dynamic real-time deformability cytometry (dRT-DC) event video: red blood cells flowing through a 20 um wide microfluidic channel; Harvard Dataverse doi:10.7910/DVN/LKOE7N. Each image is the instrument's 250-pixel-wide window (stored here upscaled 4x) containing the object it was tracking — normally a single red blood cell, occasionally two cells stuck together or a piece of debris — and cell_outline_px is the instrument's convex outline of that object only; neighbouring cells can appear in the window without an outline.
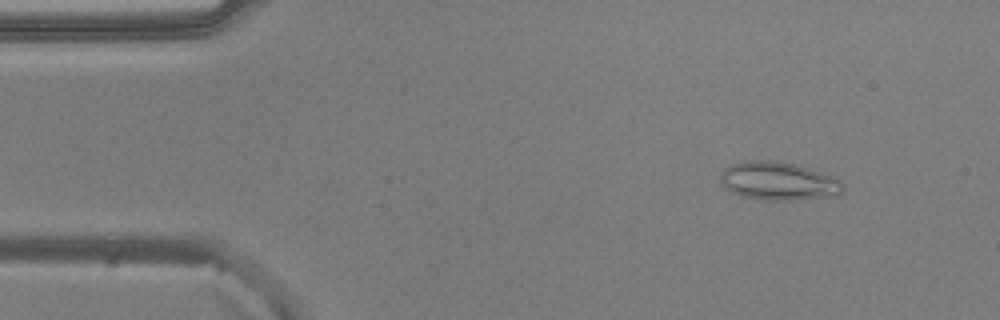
{"species": "common noctule bat (a hibernating species)", "species_latin": "Nyctalus noctula", "temperature_condition": "warm", "stored_images_in_passage": 51, "camera_frame_rate_fps": 3000, "um_per_image_px": 0.085, "animal": {"sex": "male", "body_mass_g": 20.5, "forearm_length_mm": 52.5}, "frame": {"image": 1, "passage_image": 6, "time_ms": 1.667, "image_size_px": [1000, 320], "cell_outline_px": [[844, 188], [836, 196], [792, 200], [768, 200], [740, 196], [732, 192], [720, 180], [720, 172], [724, 168], [732, 164], [744, 160], [772, 160], [796, 164], [808, 168], [840, 180], [844, 184]], "centroid_in_image_um": [66.15, 15.39], "position_along_channel_um": 18.9, "area_um2": 27.22}}
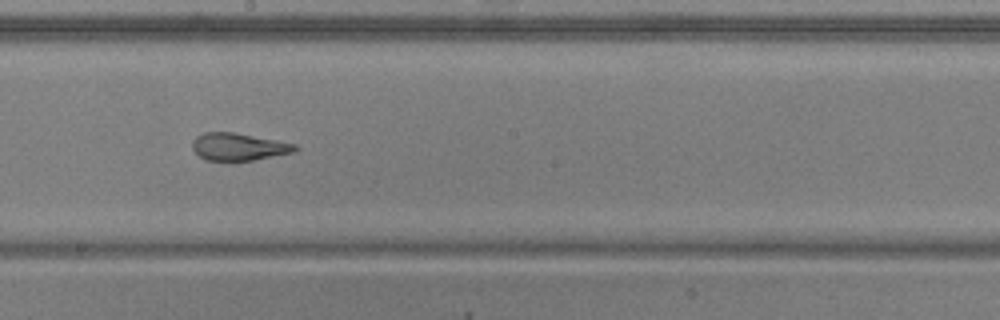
{"frame": {"image": 2, "passage_image": 28, "time_ms": 9.0, "image_size_px": [1000, 320], "cell_outline_px": [[300, 148], [296, 152], [232, 164], [204, 160], [192, 148], [192, 140], [196, 136], [204, 132], [232, 132], [276, 140], [296, 144]], "centroid_in_image_um": [20.27, 12.52], "position_along_channel_um": 227.9, "area_um2": 17.11}}
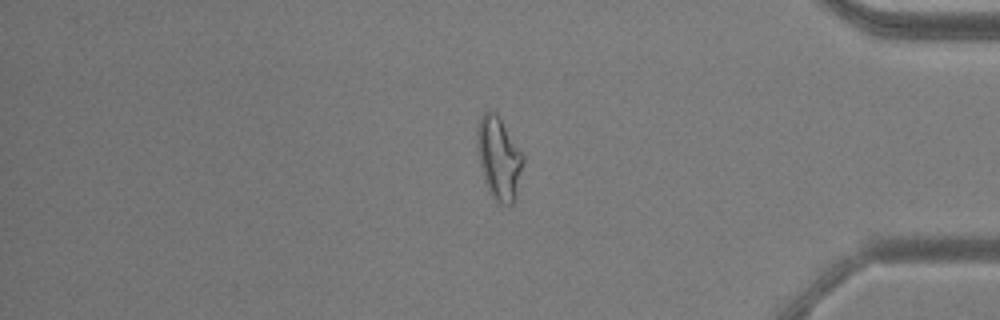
{"frame": {"image": 3, "passage_image": 43, "time_ms": 14.0, "image_size_px": [1000, 320], "cell_outline_px": [[524, 160], [516, 196], [512, 204], [504, 204], [496, 200], [492, 196], [484, 180], [476, 148], [476, 144], [480, 116], [488, 108], [496, 112], [500, 116], [524, 156]], "centroid_in_image_um": [42.4, 13.39], "position_along_channel_um": 392.8, "area_um2": 22.14}, "authors_computed_cell_mechanics": {"area_um2": 20.6346, "velocity_mm_per_s": 3.8967, "shape_relaxation_time_tau1_ms": null, "shape_relaxation_time_tau2_ms": 1.5075, "deformation_change_tau1": null, "deformation_change_tau2": 0.1049}}